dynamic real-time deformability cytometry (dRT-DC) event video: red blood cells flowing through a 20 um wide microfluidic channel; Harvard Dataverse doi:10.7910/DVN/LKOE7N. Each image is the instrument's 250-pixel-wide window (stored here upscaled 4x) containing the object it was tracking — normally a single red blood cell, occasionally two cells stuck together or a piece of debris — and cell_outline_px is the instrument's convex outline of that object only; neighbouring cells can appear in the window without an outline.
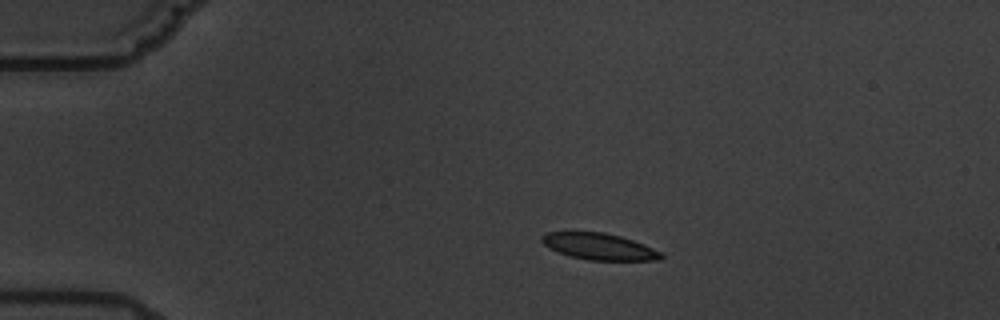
{"species": "common noctule bat (a hibernating species)", "species_latin": "Nyctalus noctula", "temperature_condition": "warm", "stored_images_in_passage": 3, "camera_frame_rate_fps": 3000, "um_per_image_px": 0.085, "animal": {"sex": "male", "body_mass_g": 19.5, "forearm_length_mm": 54.6}, "frame": {"image": 1, "passage_image": 2, "time_ms": 1.333, "image_size_px": [1000, 320], "cell_outline_px": [[664, 256], [660, 260], [588, 260], [568, 256], [548, 248], [540, 240], [540, 236], [548, 232], [572, 228], [604, 232], [620, 236], [644, 244], [664, 252]], "centroid_in_image_um": [50.85, 20.9], "position_along_channel_um": 34.2, "area_um2": 19.42}}